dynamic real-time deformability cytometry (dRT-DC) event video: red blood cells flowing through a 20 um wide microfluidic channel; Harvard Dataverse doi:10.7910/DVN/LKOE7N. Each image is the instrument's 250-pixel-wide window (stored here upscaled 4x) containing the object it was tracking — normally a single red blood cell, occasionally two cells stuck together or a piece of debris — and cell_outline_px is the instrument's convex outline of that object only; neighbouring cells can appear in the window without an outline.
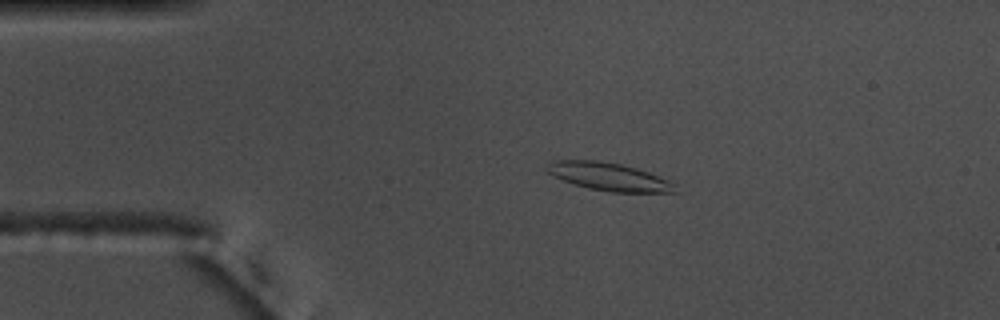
{"species": "common noctule bat (a hibernating species)", "species_latin": "Nyctalus noctula", "temperature_condition": "warm", "stored_images_in_passage": 56, "camera_frame_rate_fps": 3000, "um_per_image_px": 0.085, "animal": {"sex": "male", "body_mass_g": 17.5, "forearm_length_mm": 52.3}, "frame": {"image": 1, "passage_image": 12, "time_ms": 3.667, "image_size_px": [1000, 320], "cell_outline_px": [[676, 192], [612, 192], [588, 188], [572, 184], [552, 176], [544, 168], [552, 160], [596, 160], [620, 164], [636, 168], [648, 172], [668, 180], [676, 184]], "centroid_in_image_um": [51.7, 15.01], "position_along_channel_um": 33.3, "area_um2": 20.87}}
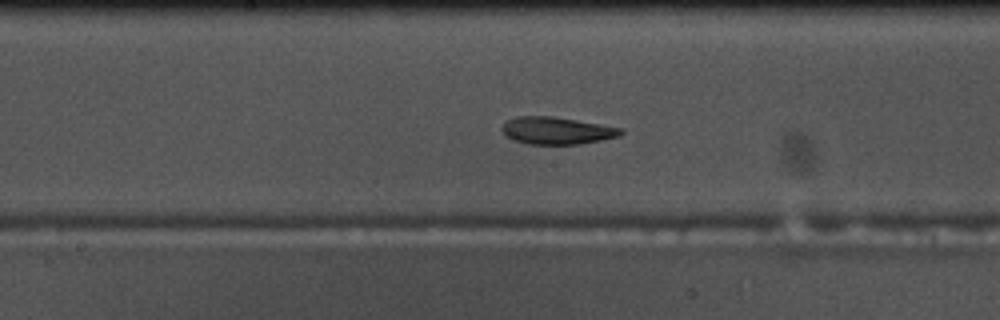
{"frame": {"image": 2, "passage_image": 29, "time_ms": 9.333, "image_size_px": [1000, 320], "cell_outline_px": [[624, 132], [620, 136], [580, 144], [528, 144], [512, 140], [504, 136], [500, 128], [508, 120], [516, 116], [552, 116], [624, 128]], "centroid_in_image_um": [47.3, 11.1], "position_along_channel_um": 200.9, "area_um2": 19.02}}
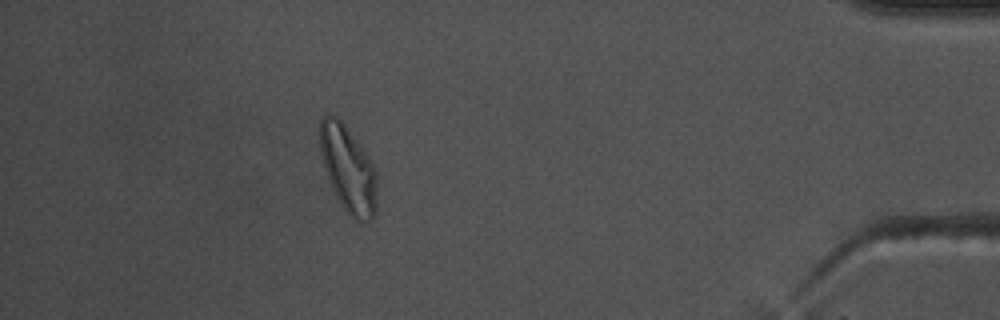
{"frame": {"image": 3, "passage_image": 50, "time_ms": 16.333, "image_size_px": [1000, 320], "cell_outline_px": [[376, 216], [372, 220], [356, 220], [340, 204], [332, 188], [320, 152], [320, 120], [324, 116], [336, 116], [344, 124], [360, 144], [372, 164], [376, 172]], "centroid_in_image_um": [29.6, 14.38], "position_along_channel_um": 405.6, "area_um2": 28.21}, "authors_computed_cell_mechanics": {"area_um2": 20.2011, "velocity_mm_per_s": 3.6905, "shape_relaxation_time_tau1_ms": 8.8139, "shape_relaxation_time_tau2_ms": 4.9286, "deformation_change_tau1": 0.2143, "deformation_change_tau2": 0.1011}}